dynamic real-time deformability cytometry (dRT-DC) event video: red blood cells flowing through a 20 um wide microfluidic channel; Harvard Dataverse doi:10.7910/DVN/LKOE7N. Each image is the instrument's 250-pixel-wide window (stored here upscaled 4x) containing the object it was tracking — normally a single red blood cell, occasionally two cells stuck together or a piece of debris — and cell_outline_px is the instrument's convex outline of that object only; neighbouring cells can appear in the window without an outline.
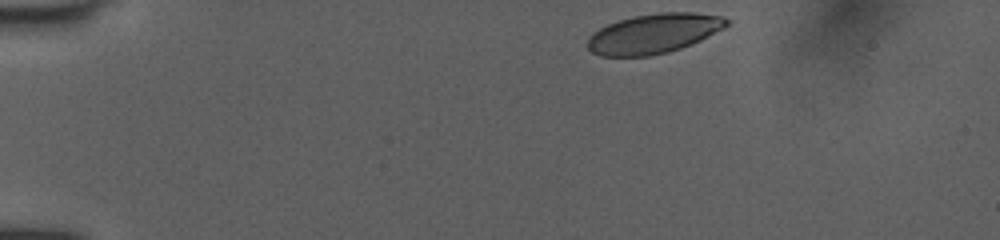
{"species": "human", "species_latin": "Homo sapiens", "temperature_condition": "room temperature", "stored_images_in_passage": 37, "camera_frame_rate_fps": 3000, "um_per_image_px": 0.085, "donor": {"sex": "female"}, "frame": {"image": 1, "passage_image": 1, "time_ms": 0.0, "image_size_px": [1000, 240], "cell_outline_px": [[728, 24], [724, 28], [700, 40], [680, 48], [668, 52], [648, 56], [600, 56], [592, 52], [588, 48], [588, 36], [592, 32], [608, 24], [632, 16], [660, 12], [692, 12], [720, 16], [728, 20]], "centroid_in_image_um": [55.54, 2.85], "position_along_channel_um": 29.5, "area_um2": 31.96}}
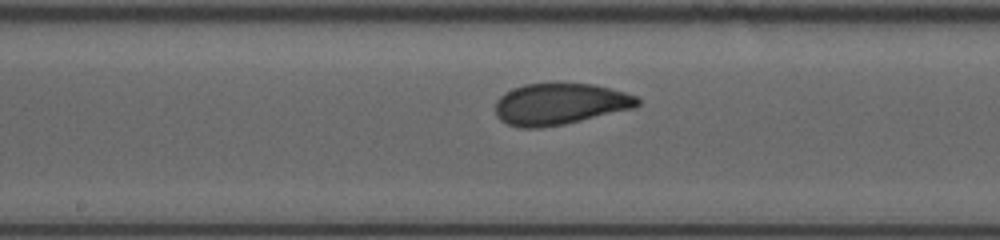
{"frame": {"image": 2, "passage_image": 20, "time_ms": 6.333, "image_size_px": [1000, 240], "cell_outline_px": [[640, 104], [636, 108], [564, 124], [536, 128], [520, 128], [508, 124], [500, 120], [496, 116], [496, 100], [504, 92], [512, 88], [524, 84], [592, 84], [624, 92], [636, 96], [640, 100]], "centroid_in_image_um": [47.58, 8.85], "position_along_channel_um": 200.6, "area_um2": 34.28}}
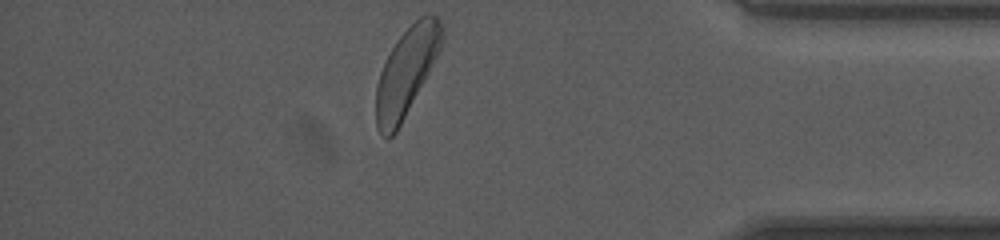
{"frame": {"image": 3, "passage_image": 37, "time_ms": 12.0, "image_size_px": [1000, 240], "cell_outline_px": [[444, 40], [424, 80], [396, 132], [388, 140], [376, 128], [376, 88], [380, 72], [396, 40], [420, 16], [428, 12], [432, 12], [440, 20], [444, 28]], "centroid_in_image_um": [34.55, 6.07], "position_along_channel_um": 400.7, "area_um2": 33.18}, "authors_computed_cell_mechanics": {"area_um2": 33.813, "velocity_mm_per_s": 4.0223, "shape_relaxation_time_tau1_ms": 4.0637, "shape_relaxation_time_tau2_ms": 0.9188, "deformation_change_tau1": 0.1526, "deformation_change_tau2": 0.0665}}